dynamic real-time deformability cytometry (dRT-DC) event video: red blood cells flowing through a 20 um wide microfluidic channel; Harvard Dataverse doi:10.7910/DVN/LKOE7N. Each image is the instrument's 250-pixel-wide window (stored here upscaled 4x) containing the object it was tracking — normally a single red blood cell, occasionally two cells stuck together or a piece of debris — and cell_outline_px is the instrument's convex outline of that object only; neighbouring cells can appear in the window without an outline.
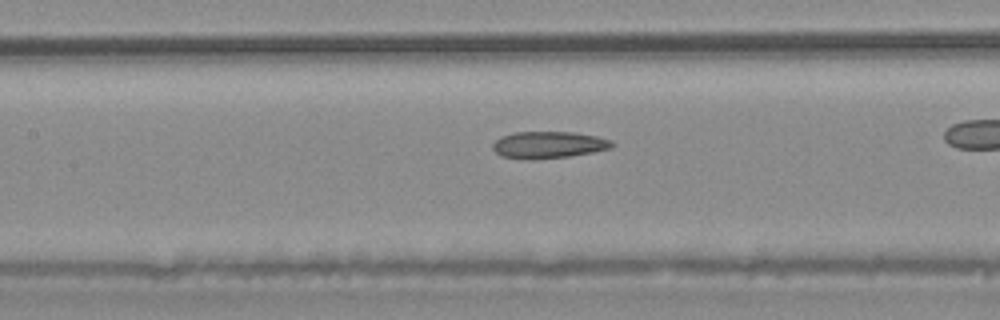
{"species": "common noctule bat (a hibernating species)", "species_latin": "Nyctalus noctula", "temperature_condition": "warm", "stored_images_in_passage": 34, "camera_frame_rate_fps": 3000, "um_per_image_px": 0.085, "animal": {"sex": "male", "body_mass_g": 20.4}, "frame": {"image": 1, "passage_image": 20, "time_ms": 6.333, "image_size_px": [1000, 320], "cell_outline_px": [[616, 144], [612, 148], [592, 152], [568, 156], [532, 160], [524, 160], [500, 156], [492, 148], [492, 144], [500, 136], [516, 132], [572, 132], [596, 136], [612, 140]], "centroid_in_image_um": [46.61, 12.32], "position_along_channel_um": 160.8, "area_um2": 18.84}}